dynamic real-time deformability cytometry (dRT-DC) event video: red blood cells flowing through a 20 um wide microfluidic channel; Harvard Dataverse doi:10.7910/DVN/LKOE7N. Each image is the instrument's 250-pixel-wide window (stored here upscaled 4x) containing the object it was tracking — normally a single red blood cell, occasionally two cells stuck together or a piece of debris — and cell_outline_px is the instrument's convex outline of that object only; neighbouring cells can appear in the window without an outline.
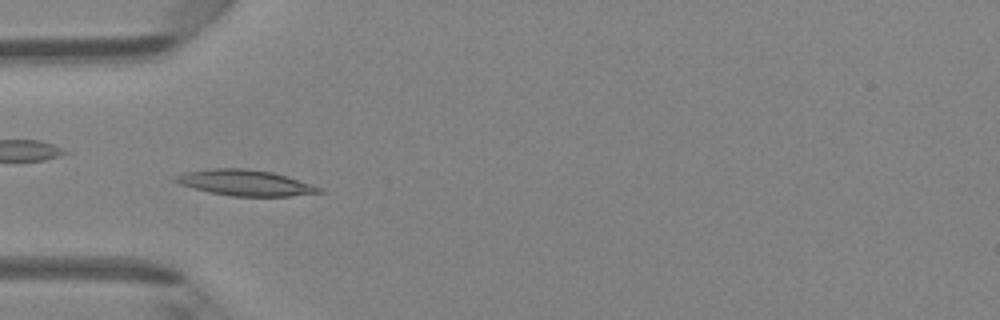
{"species": "Egyptian fruit bat (a non-hibernating species)", "species_latin": "Rousettus aegyptiacus", "temperature_condition": "room temperature", "stored_images_in_passage": 46, "camera_frame_rate_fps": 3000, "um_per_image_px": 0.085, "animal": {"sex": "female"}, "frame": {"image": 1, "passage_image": 14, "time_ms": 4.333, "image_size_px": [1000, 320], "cell_outline_px": [[324, 192], [288, 196], [232, 196], [208, 192], [180, 184], [172, 180], [172, 176], [184, 172], [208, 168], [244, 168], [272, 172], [288, 176], [324, 188]], "centroid_in_image_um": [20.82, 15.53], "position_along_channel_um": 64.2, "area_um2": 21.85}}
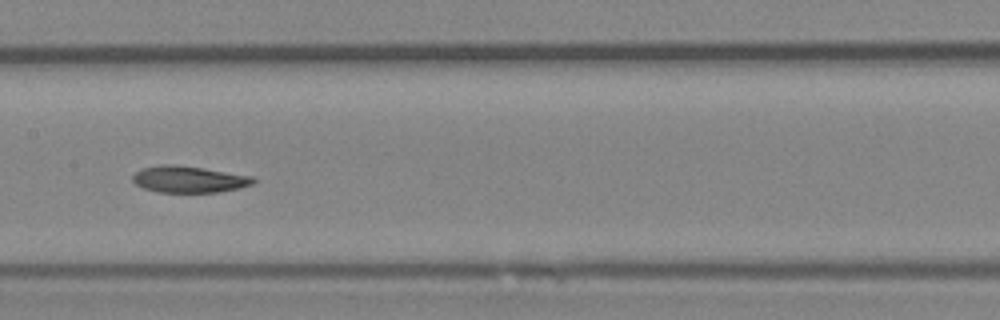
{"frame": {"image": 2, "passage_image": 23, "time_ms": 7.333, "image_size_px": [1000, 320], "cell_outline_px": [[256, 180], [252, 184], [240, 188], [220, 192], [156, 192], [144, 188], [136, 184], [132, 180], [132, 176], [140, 168], [160, 164], [176, 164], [204, 168], [252, 176]], "centroid_in_image_um": [16.03, 15.23], "position_along_channel_um": 191.4, "area_um2": 18.84}}
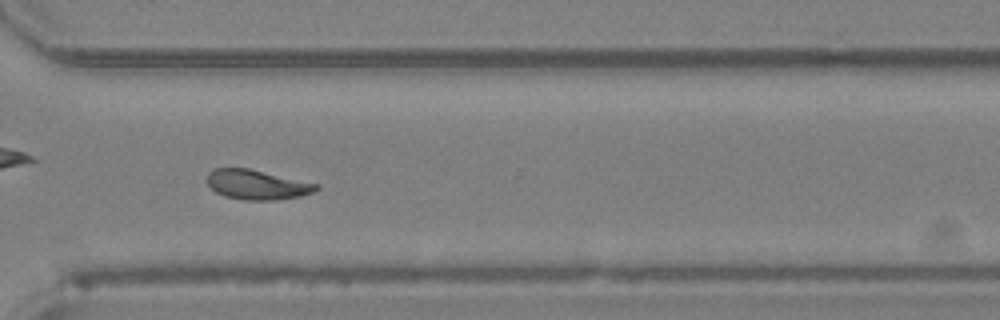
{"frame": {"image": 3, "passage_image": 34, "time_ms": 11.0, "image_size_px": [1000, 320], "cell_outline_px": [[320, 188], [312, 192], [300, 196], [276, 200], [244, 200], [224, 196], [216, 192], [208, 184], [208, 172], [212, 168], [248, 168], [320, 184]], "centroid_in_image_um": [21.85, 15.69], "position_along_channel_um": 348.7, "area_um2": 18.9}, "authors_computed_cell_mechanics": {"area_um2": 19.2474, "velocity_mm_per_s": 4.3024, "shape_relaxation_time_tau1_ms": 5.8824, "shape_relaxation_time_tau2_ms": null, "deformation_change_tau1": 0.1719, "deformation_change_tau2": null}}